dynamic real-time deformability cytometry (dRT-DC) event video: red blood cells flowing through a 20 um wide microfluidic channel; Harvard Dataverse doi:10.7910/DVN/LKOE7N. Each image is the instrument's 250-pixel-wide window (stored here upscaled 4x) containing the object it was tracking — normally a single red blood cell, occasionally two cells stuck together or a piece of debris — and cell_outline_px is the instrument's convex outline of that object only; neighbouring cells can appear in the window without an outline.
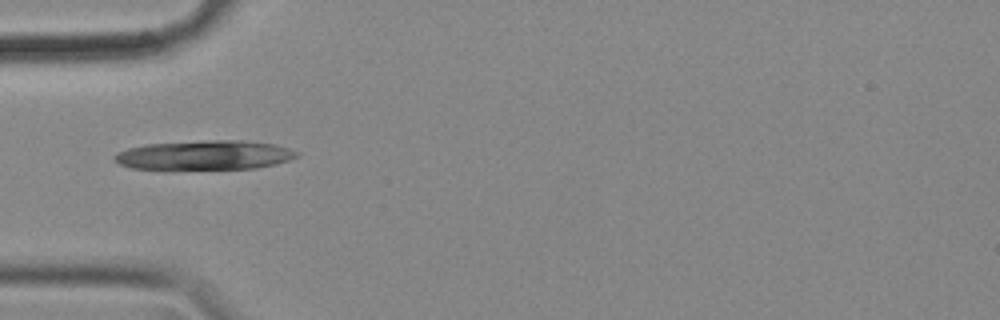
{"species": "common noctule bat (a hibernating species)", "species_latin": "Nyctalus noctula", "temperature_condition": "cold", "stored_images_in_passage": 39, "camera_frame_rate_fps": 3000, "um_per_image_px": 0.085, "animal": {"sex": "female", "body_mass_g": 18.4}, "frame": {"image": 1, "passage_image": 1, "time_ms": 0.0, "image_size_px": [1000, 320], "cell_outline_px": [[300, 156], [276, 164], [256, 168], [132, 168], [120, 164], [112, 156], [116, 152], [128, 148], [144, 144], [208, 140], [240, 140], [276, 144], [300, 152]], "centroid_in_image_um": [17.43, 13.16], "position_along_channel_um": 67.6, "area_um2": 30.92}}
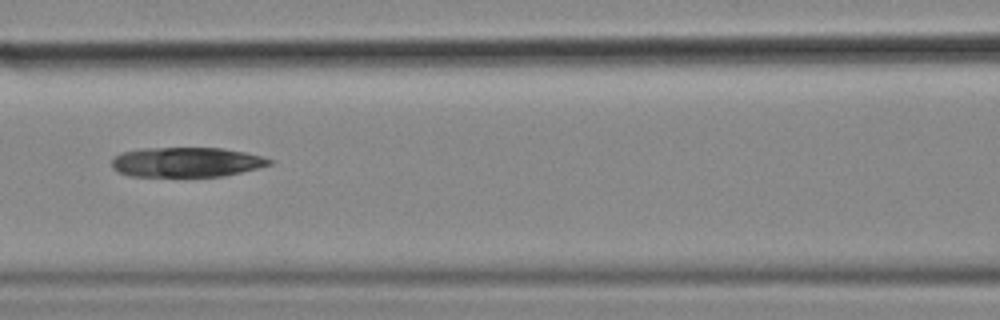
{"frame": {"image": 2, "passage_image": 8, "time_ms": 2.333, "image_size_px": [1000, 320], "cell_outline_px": [[272, 164], [224, 176], [128, 176], [116, 172], [112, 168], [112, 156], [120, 152], [144, 148], [224, 148], [244, 152], [260, 156], [272, 160]], "centroid_in_image_um": [15.77, 13.78], "position_along_channel_um": 150.8, "area_um2": 27.4}}
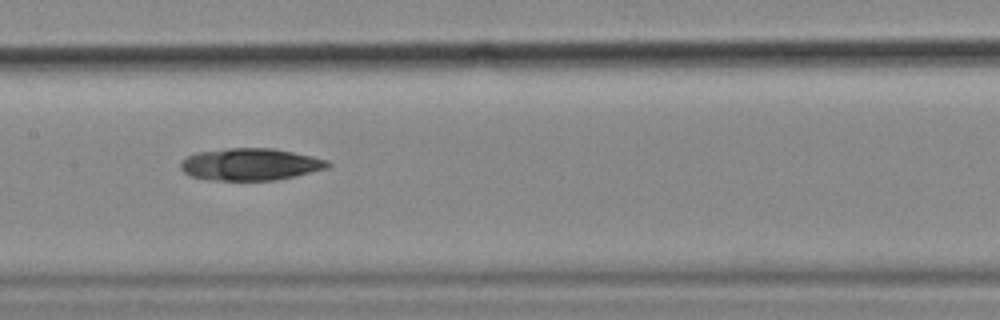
{"frame": {"image": 3, "passage_image": 11, "time_ms": 3.333, "image_size_px": [1000, 320], "cell_outline_px": [[332, 164], [328, 168], [296, 176], [276, 180], [212, 180], [188, 176], [180, 168], [180, 160], [196, 152], [228, 148], [272, 148], [312, 156], [328, 160]], "centroid_in_image_um": [21.27, 13.97], "position_along_channel_um": 186.1, "area_um2": 27.69}, "authors_computed_cell_mechanics": {"area_um2": 27.3972, "velocity_mm_per_s": 3.5593, "shape_relaxation_time_tau1_ms": 9.7859, "shape_relaxation_time_tau2_ms": null, "deformation_change_tau1": 0.375, "deformation_change_tau2": null}}